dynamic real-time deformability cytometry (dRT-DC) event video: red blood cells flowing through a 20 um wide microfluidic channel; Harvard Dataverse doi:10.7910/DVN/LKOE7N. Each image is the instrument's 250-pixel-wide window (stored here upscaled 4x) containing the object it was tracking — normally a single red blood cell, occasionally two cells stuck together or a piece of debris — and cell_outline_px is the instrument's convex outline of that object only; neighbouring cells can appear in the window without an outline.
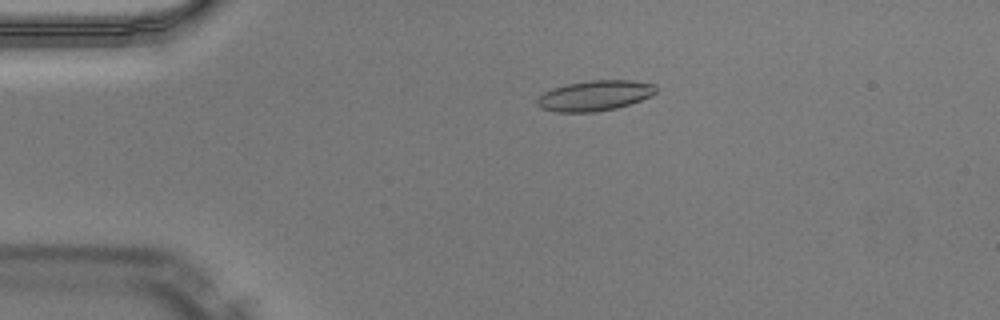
{"species": "Egyptian fruit bat (a non-hibernating species)", "species_latin": "Rousettus aegyptiacus", "temperature_condition": "warm", "stored_images_in_passage": 50, "camera_frame_rate_fps": 3000, "um_per_image_px": 0.085, "animal": {"sex": "male"}, "frame": {"image": 1, "passage_image": 11, "time_ms": 3.333, "image_size_px": [1000, 320], "cell_outline_px": [[656, 92], [652, 96], [616, 108], [596, 112], [556, 112], [540, 108], [536, 104], [536, 100], [544, 92], [552, 88], [568, 84], [588, 80], [632, 80], [656, 84]], "centroid_in_image_um": [50.55, 8.12], "position_along_channel_um": 34.4, "area_um2": 21.1}}
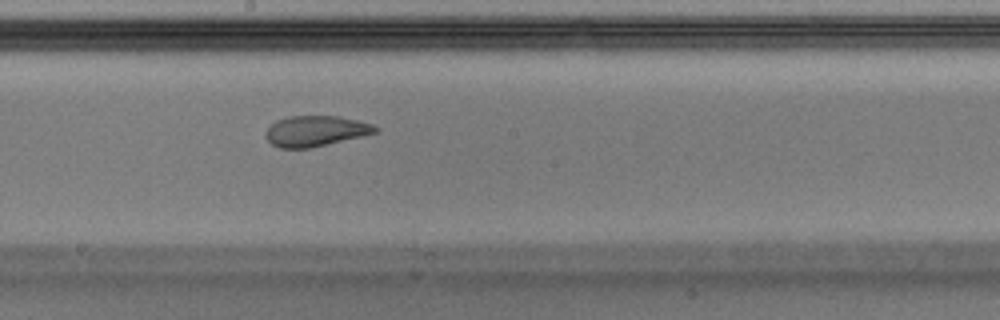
{"frame": {"image": 2, "passage_image": 28, "time_ms": 9.0, "image_size_px": [1000, 320], "cell_outline_px": [[380, 128], [376, 132], [364, 136], [308, 148], [280, 148], [272, 144], [264, 136], [268, 128], [276, 120], [288, 116], [340, 116], [372, 124]], "centroid_in_image_um": [26.83, 11.13], "position_along_channel_um": 221.4, "area_um2": 19.48}}
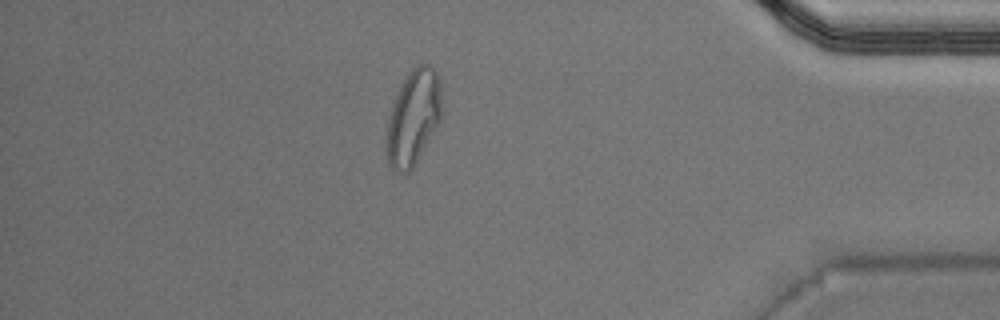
{"frame": {"image": 3, "passage_image": 44, "time_ms": 14.333, "image_size_px": [1000, 320], "cell_outline_px": [[440, 120], [412, 168], [408, 172], [396, 172], [388, 164], [384, 148], [388, 116], [392, 104], [408, 72], [416, 64], [428, 64], [436, 72], [440, 80]], "centroid_in_image_um": [35.08, 10.0], "position_along_channel_um": 400.1, "area_um2": 30.4}, "authors_computed_cell_mechanics": {"area_um2": 20.7502, "velocity_mm_per_s": 4.0236, "shape_relaxation_time_tau1_ms": null, "shape_relaxation_time_tau2_ms": 1.1202, "deformation_change_tau1": null, "deformation_change_tau2": 0.0732}}